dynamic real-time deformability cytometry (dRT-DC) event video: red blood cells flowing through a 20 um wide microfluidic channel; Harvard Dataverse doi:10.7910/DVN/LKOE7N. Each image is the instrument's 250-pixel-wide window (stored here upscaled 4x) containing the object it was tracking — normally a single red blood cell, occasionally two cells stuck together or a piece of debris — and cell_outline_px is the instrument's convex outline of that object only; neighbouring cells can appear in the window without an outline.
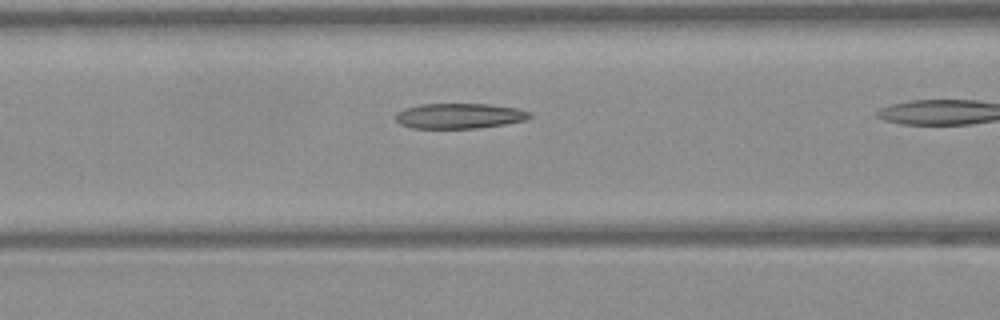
{"species": "Egyptian fruit bat (a non-hibernating species)", "species_latin": "Rousettus aegyptiacus", "temperature_condition": "warm", "stored_images_in_passage": 26, "camera_frame_rate_fps": 3000, "um_per_image_px": 0.085, "frame": {"image": 1, "passage_image": 7, "time_ms": 2.0, "image_size_px": [1000, 320], "cell_outline_px": [[532, 116], [528, 120], [480, 128], [412, 128], [400, 124], [396, 120], [396, 112], [404, 108], [420, 104], [492, 104], [516, 108], [532, 112]], "centroid_in_image_um": [39.07, 9.85], "position_along_channel_um": 127.5, "area_um2": 19.94}}
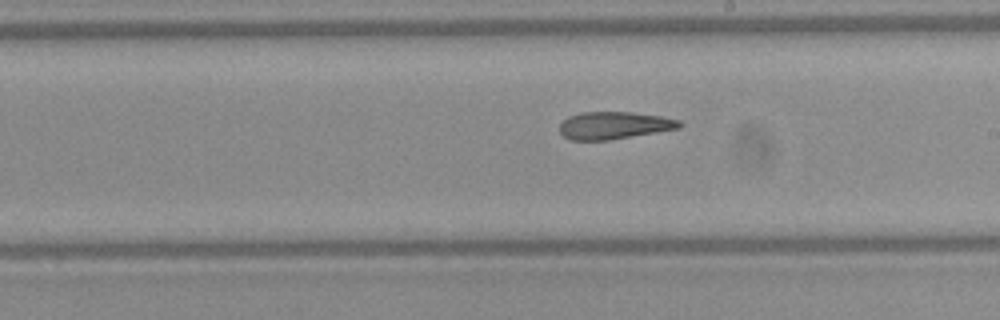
{"frame": {"image": 2, "passage_image": 15, "time_ms": 4.667, "image_size_px": [1000, 320], "cell_outline_px": [[684, 124], [680, 128], [608, 140], [572, 140], [564, 136], [560, 132], [560, 124], [568, 116], [580, 112], [632, 112], [660, 116], [680, 120]], "centroid_in_image_um": [52.2, 10.65], "position_along_channel_um": 236.8, "area_um2": 19.07}}
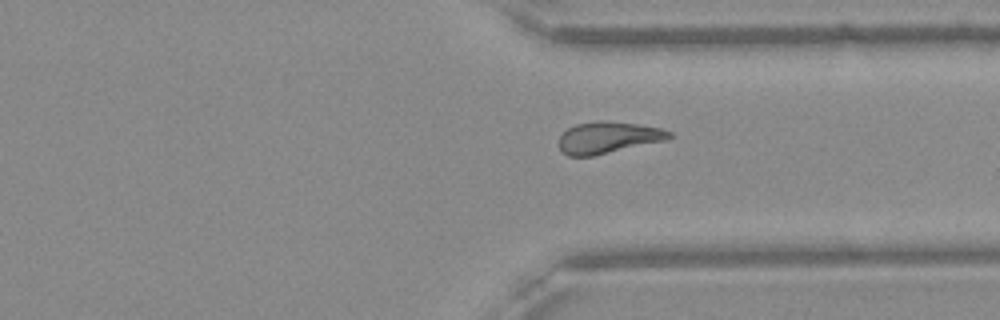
{"frame": {"image": 3, "passage_image": 24, "time_ms": 7.667, "image_size_px": [1000, 320], "cell_outline_px": [[672, 136], [668, 140], [592, 156], [568, 156], [560, 148], [560, 136], [568, 128], [576, 124], [636, 124], [660, 128], [672, 132]], "centroid_in_image_um": [51.73, 11.75], "position_along_channel_um": 359.7, "area_um2": 19.31}}